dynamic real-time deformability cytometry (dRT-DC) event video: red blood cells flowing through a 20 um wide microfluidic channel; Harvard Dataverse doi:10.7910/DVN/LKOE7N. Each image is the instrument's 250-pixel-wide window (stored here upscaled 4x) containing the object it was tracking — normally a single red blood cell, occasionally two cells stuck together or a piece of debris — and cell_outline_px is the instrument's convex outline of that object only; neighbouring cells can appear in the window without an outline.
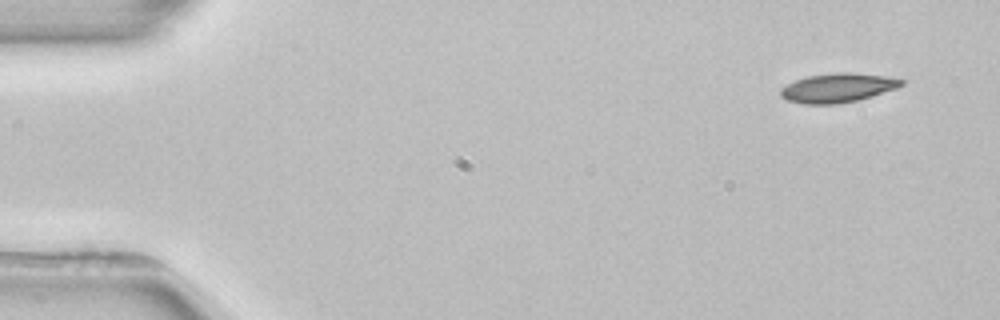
{"species": "common noctule bat (a hibernating species)", "species_latin": "Nyctalus noctula", "temperature_condition": "room temperature", "stored_images_in_passage": 3, "segment_of_instrument_passage": [2, 2], "camera_frame_rate_fps": 3000, "um_per_image_px": 0.085, "animal": {"sex": "female", "body_mass_g": 22.7, "forearm_length_mm": 54.2}, "frame": {"image": 1, "passage_image": 3, "time_ms": 4.0, "image_size_px": [1000, 320], "cell_outline_px": [[904, 84], [896, 88], [872, 96], [856, 100], [836, 104], [804, 104], [788, 100], [780, 96], [780, 88], [796, 80], [808, 76], [844, 72], [888, 76], [904, 80]], "centroid_in_image_um": [71.21, 7.47], "position_along_channel_um": 13.8, "area_um2": 20.23}}